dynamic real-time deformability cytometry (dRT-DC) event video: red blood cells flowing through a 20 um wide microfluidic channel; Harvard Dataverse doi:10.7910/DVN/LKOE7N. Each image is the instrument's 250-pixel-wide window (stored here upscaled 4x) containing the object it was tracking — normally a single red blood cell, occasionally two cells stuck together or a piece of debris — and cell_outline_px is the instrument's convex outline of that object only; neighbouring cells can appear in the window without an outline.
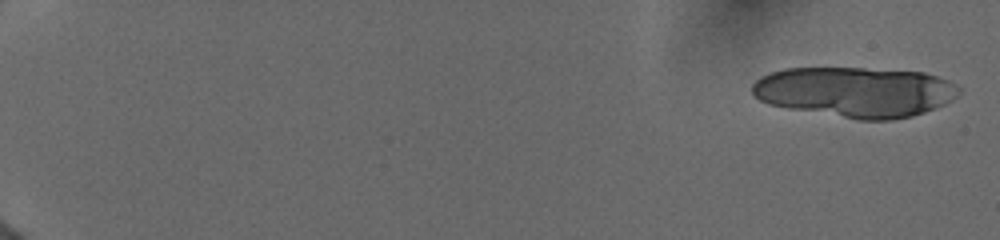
{"species": "human", "species_latin": "Homo sapiens", "temperature_condition": "cold", "stored_images_in_passage": 10, "camera_frame_rate_fps": 3000, "um_per_image_px": 0.085, "donor": {"sex": "female"}, "frame": {"image": 1, "passage_image": 1, "time_ms": 0.0, "image_size_px": [1000, 240], "cell_outline_px": [[960, 92], [956, 96], [944, 104], [924, 112], [912, 116], [888, 120], [860, 120], [788, 108], [768, 104], [760, 100], [752, 92], [752, 84], [760, 76], [784, 68], [864, 68], [924, 72], [948, 80], [960, 88]], "centroid_in_image_um": [72.68, 7.81], "position_along_channel_um": 12.3, "area_um2": 60.46}}